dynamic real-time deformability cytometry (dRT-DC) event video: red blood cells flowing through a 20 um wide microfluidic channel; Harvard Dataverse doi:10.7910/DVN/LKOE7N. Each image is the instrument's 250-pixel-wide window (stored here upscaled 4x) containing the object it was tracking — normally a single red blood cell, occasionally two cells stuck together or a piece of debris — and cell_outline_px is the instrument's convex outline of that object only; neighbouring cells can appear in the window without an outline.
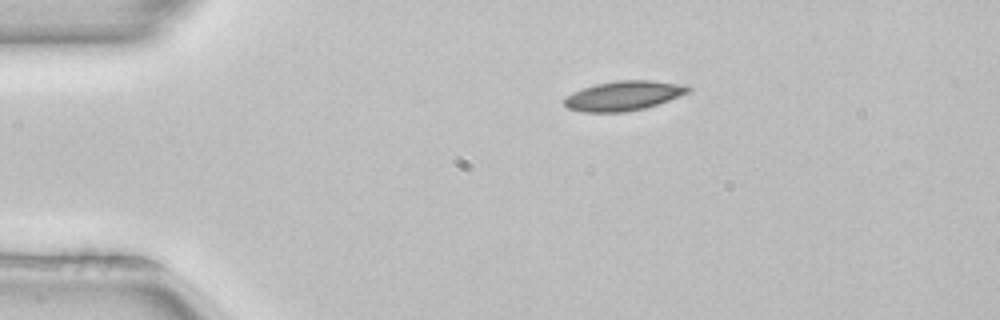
{"species": "common noctule bat (a hibernating species)", "species_latin": "Nyctalus noctula", "temperature_condition": "room temperature", "stored_images_in_passage": 42, "camera_frame_rate_fps": 3000, "um_per_image_px": 0.085, "animal": {"sex": "female", "body_mass_g": 22.7, "forearm_length_mm": 54.2}, "frame": {"image": 1, "passage_image": 1, "time_ms": 0.0, "image_size_px": [1000, 320], "cell_outline_px": [[692, 88], [688, 92], [668, 100], [644, 108], [624, 112], [584, 112], [568, 108], [564, 104], [564, 100], [568, 96], [584, 88], [596, 84], [616, 80], [652, 80], [688, 84]], "centroid_in_image_um": [53.06, 8.12], "position_along_channel_um": 31.9, "area_um2": 21.15}}
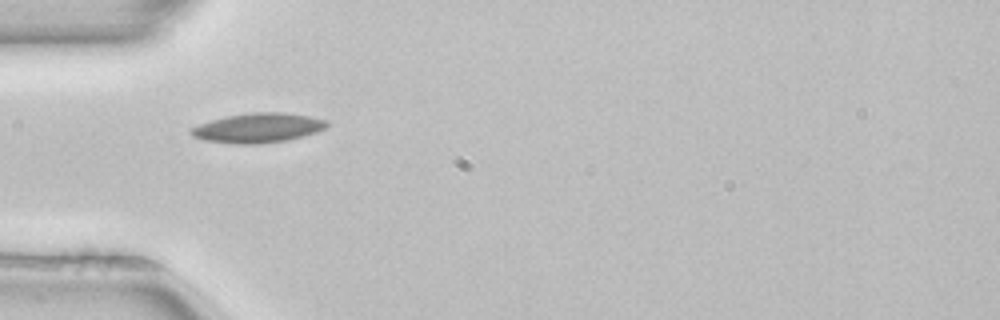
{"frame": {"image": 2, "passage_image": 7, "time_ms": 2.0, "image_size_px": [1000, 320], "cell_outline_px": [[328, 124], [324, 128], [316, 132], [304, 136], [288, 140], [260, 144], [236, 144], [204, 140], [192, 136], [188, 132], [192, 128], [200, 124], [224, 116], [252, 112], [284, 112], [308, 116], [328, 120]], "centroid_in_image_um": [21.93, 10.87], "position_along_channel_um": 63.1, "area_um2": 23.47}}
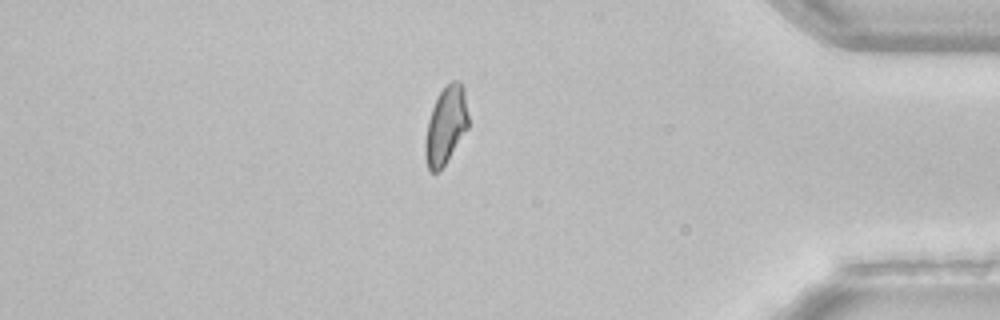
{"frame": {"image": 3, "passage_image": 35, "time_ms": 11.333, "image_size_px": [1000, 320], "cell_outline_px": [[468, 128], [444, 164], [436, 172], [428, 172], [424, 156], [424, 144], [428, 120], [432, 108], [440, 92], [452, 80], [460, 80], [464, 88], [468, 116]], "centroid_in_image_um": [37.88, 10.66], "position_along_channel_um": 397.3, "area_um2": 19.36}, "authors_computed_cell_mechanics": {"area_um2": 20.3745, "velocity_mm_per_s": 3.9657, "shape_relaxation_time_tau1_ms": 3.1001, "shape_relaxation_time_tau2_ms": null, "deformation_change_tau1": 0.1026, "deformation_change_tau2": null}}